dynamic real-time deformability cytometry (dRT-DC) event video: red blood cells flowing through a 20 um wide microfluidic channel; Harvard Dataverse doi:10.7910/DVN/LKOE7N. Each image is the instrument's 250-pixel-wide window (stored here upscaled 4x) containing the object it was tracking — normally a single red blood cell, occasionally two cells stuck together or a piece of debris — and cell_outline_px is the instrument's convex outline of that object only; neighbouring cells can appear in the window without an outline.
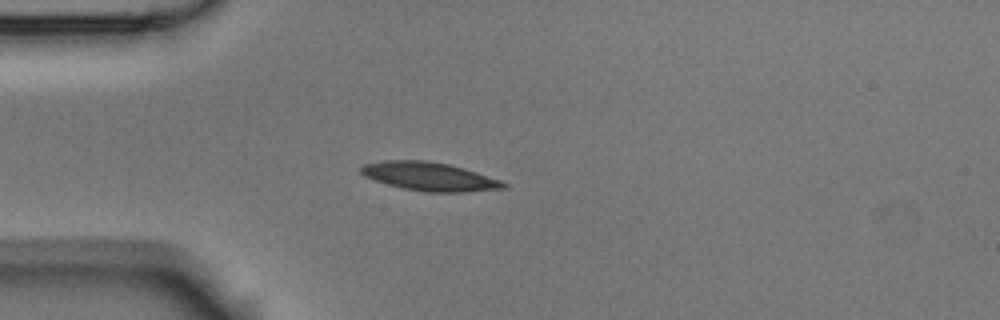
{"species": "Egyptian fruit bat (a non-hibernating species)", "species_latin": "Rousettus aegyptiacus", "temperature_condition": "room temperature", "stored_images_in_passage": 2, "camera_frame_rate_fps": 3000, "um_per_image_px": 0.085, "animal": {"sex": "male"}, "frame": {"image": 1, "passage_image": 2, "time_ms": 0.333, "image_size_px": [1000, 320], "cell_outline_px": [[508, 188], [464, 192], [424, 192], [404, 188], [388, 184], [364, 176], [360, 172], [360, 168], [364, 164], [384, 160], [428, 160], [448, 164], [464, 168], [500, 180], [508, 184]], "centroid_in_image_um": [36.52, 15.0], "position_along_channel_um": 48.5, "area_um2": 23.64}}